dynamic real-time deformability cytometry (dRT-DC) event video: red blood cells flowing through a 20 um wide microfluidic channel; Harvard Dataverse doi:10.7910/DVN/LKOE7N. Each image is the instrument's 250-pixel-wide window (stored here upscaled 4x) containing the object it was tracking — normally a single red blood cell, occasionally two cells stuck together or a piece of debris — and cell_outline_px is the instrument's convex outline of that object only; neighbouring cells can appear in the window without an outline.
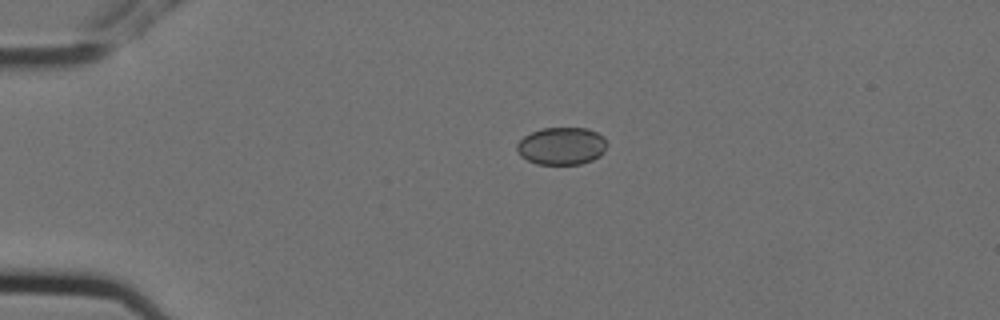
{"species": "Egyptian fruit bat (a non-hibernating species)", "species_latin": "Rousettus aegyptiacus", "temperature_condition": "cold", "stored_images_in_passage": 6, "camera_frame_rate_fps": 3000, "um_per_image_px": 0.085, "animal": {"sex": "female"}, "frame": {"image": 1, "passage_image": 4, "time_ms": 1.0, "image_size_px": [1000, 320], "cell_outline_px": [[608, 144], [604, 152], [600, 156], [592, 160], [580, 164], [536, 164], [520, 156], [516, 152], [516, 144], [524, 136], [540, 128], [588, 128], [604, 136]], "centroid_in_image_um": [47.74, 12.41], "position_along_channel_um": 37.3, "area_um2": 19.94}}
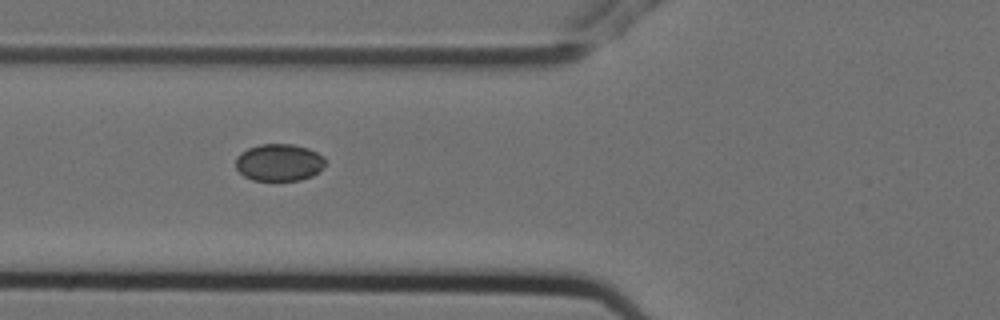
{"frame": {"image": 2, "passage_image": 6, "time_ms": 1.667, "image_size_px": [1000, 320], "cell_outline_px": [[324, 168], [320, 172], [312, 176], [300, 180], [252, 180], [244, 176], [236, 168], [236, 156], [240, 152], [248, 148], [260, 144], [292, 144], [308, 148], [324, 156]], "centroid_in_image_um": [23.73, 13.81], "position_along_channel_um": 102.1, "area_um2": 19.54}}